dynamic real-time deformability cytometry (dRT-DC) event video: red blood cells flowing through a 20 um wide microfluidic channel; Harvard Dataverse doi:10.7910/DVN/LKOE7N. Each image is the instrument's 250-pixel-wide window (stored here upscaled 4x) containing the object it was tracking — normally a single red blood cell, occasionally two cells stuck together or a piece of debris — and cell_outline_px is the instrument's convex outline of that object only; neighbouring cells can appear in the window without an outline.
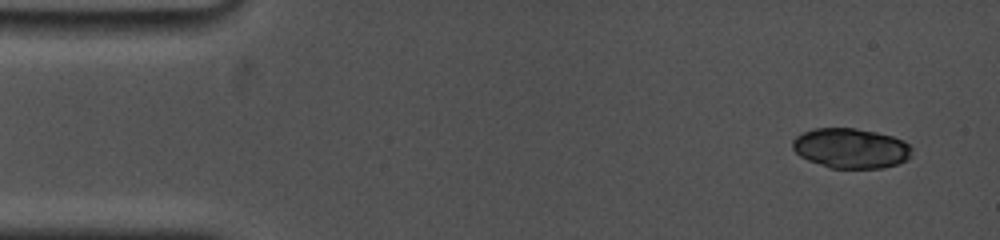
{"species": "common noctule bat (a hibernating species)", "species_latin": "Nyctalus noctula", "temperature_condition": "cold", "stored_images_in_passage": 5, "camera_frame_rate_fps": 5000, "um_per_image_px": 0.085, "animal": {"sex": "female", "body_mass_g": 19.0, "forearm_length_mm": 53.3}, "frame": {"image": 1, "passage_image": 1, "time_ms": 0.0, "image_size_px": [1000, 240], "cell_outline_px": [[912, 156], [908, 160], [884, 168], [828, 168], [808, 160], [800, 156], [792, 148], [792, 140], [796, 136], [804, 132], [816, 128], [856, 128], [876, 132], [892, 136], [904, 140], [912, 148]], "centroid_in_image_um": [72.34, 12.61], "position_along_channel_um": 12.7, "area_um2": 28.03}}